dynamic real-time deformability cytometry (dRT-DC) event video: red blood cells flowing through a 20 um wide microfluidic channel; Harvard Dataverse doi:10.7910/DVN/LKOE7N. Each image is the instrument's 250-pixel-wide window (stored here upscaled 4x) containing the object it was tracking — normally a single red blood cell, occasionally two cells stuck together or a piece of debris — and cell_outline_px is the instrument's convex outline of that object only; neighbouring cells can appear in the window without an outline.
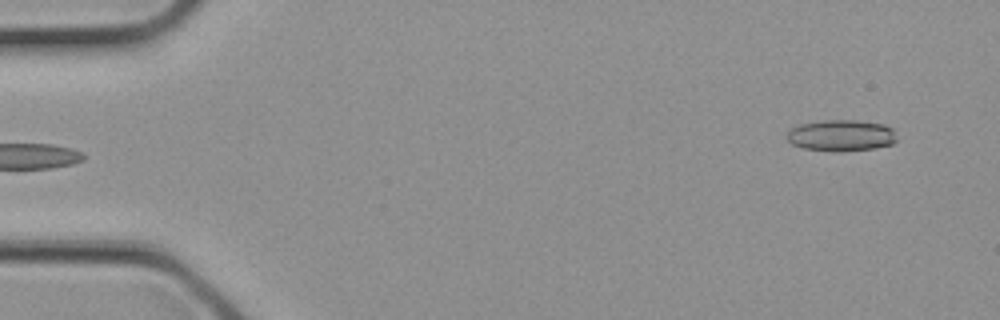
{"species": "common noctule bat (a hibernating species)", "species_latin": "Nyctalus noctula", "temperature_condition": "cold", "stored_images_in_passage": 2, "camera_frame_rate_fps": 3000, "um_per_image_px": 0.085, "animal": {"sex": "female", "body_mass_g": 21.9}, "frame": {"image": 1, "passage_image": 2, "time_ms": 0.333, "image_size_px": [1000, 320], "cell_outline_px": [[896, 140], [892, 144], [876, 148], [840, 152], [836, 152], [804, 148], [792, 144], [784, 136], [792, 128], [800, 124], [824, 120], [856, 120], [884, 124], [892, 128]], "centroid_in_image_um": [71.49, 11.52], "position_along_channel_um": 13.5, "area_um2": 20.17}}